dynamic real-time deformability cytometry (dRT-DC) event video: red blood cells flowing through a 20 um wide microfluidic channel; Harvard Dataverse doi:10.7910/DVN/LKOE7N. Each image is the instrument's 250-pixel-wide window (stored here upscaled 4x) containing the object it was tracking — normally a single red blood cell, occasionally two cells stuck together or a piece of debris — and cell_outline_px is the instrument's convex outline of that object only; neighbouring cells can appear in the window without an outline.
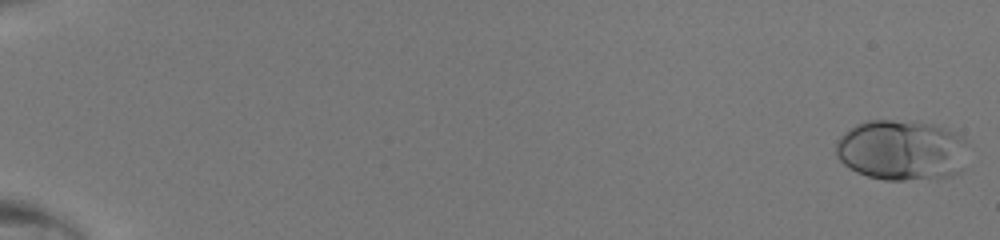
{"species": "human", "species_latin": "Homo sapiens", "temperature_condition": "room temperature", "stored_images_in_passage": 49, "camera_frame_rate_fps": 3000, "um_per_image_px": 0.085, "donor": {"sex": "male"}, "frame": {"image": 1, "passage_image": 1, "time_ms": 0.0, "image_size_px": [1000, 240], "cell_outline_px": [[968, 144], [964, 168], [960, 172], [952, 176], [936, 180], [884, 180], [868, 176], [856, 172], [848, 168], [836, 156], [836, 140], [848, 128], [856, 124], [868, 120], [916, 120], [932, 124], [956, 132]], "centroid_in_image_um": [76.67, 12.77], "position_along_channel_um": 8.3, "area_um2": 47.86}}
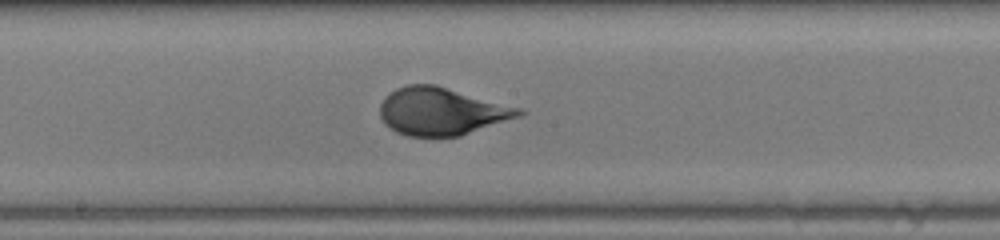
{"frame": {"image": 2, "passage_image": 29, "time_ms": 9.333, "image_size_px": [1000, 240], "cell_outline_px": [[524, 112], [520, 116], [460, 136], [408, 136], [396, 132], [384, 124], [380, 116], [380, 104], [384, 96], [396, 88], [408, 84], [436, 84], [524, 108]], "centroid_in_image_um": [37.53, 9.45], "position_along_channel_um": 210.7, "area_um2": 38.84}}
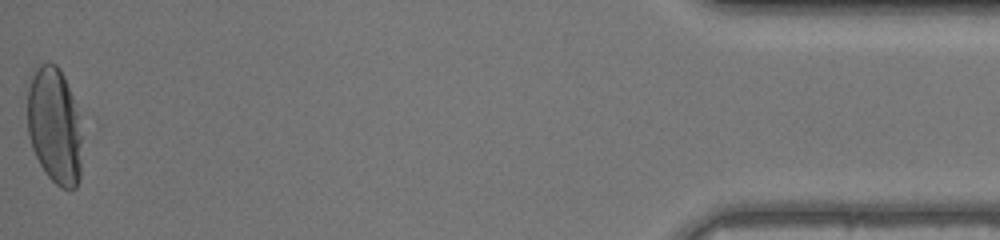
{"frame": {"image": 3, "passage_image": 49, "time_ms": 16.0, "image_size_px": [1000, 240], "cell_outline_px": [[80, 176], [76, 188], [60, 188], [48, 176], [40, 164], [32, 148], [28, 136], [28, 88], [32, 68], [40, 64], [56, 64], [60, 68], [64, 76], [72, 96], [76, 112], [80, 136]], "centroid_in_image_um": [4.59, 10.67], "position_along_channel_um": 430.6, "area_um2": 36.7}}